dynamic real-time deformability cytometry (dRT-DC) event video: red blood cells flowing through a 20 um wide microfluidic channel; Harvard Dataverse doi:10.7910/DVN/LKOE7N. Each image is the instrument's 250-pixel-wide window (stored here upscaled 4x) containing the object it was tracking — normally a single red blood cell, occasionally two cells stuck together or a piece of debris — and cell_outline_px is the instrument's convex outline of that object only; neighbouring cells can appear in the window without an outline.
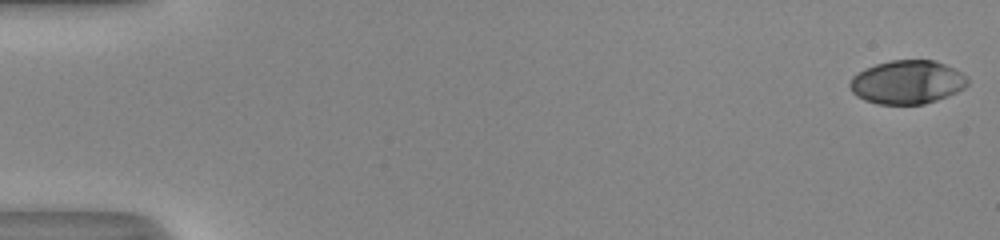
{"species": "human", "species_latin": "Homo sapiens", "temperature_condition": "room temperature", "stored_images_in_passage": 52, "camera_frame_rate_fps": 3000, "um_per_image_px": 0.085, "donor": {"sex": "male"}, "frame": {"image": 1, "passage_image": 1, "time_ms": 0.0, "image_size_px": [1000, 240], "cell_outline_px": [[968, 84], [964, 88], [948, 96], [924, 104], [876, 104], [864, 100], [856, 96], [852, 92], [848, 84], [852, 76], [856, 72], [864, 68], [876, 64], [892, 60], [932, 60], [944, 64], [968, 76]], "centroid_in_image_um": [77.07, 6.99], "position_along_channel_um": 7.9, "area_um2": 30.06}}
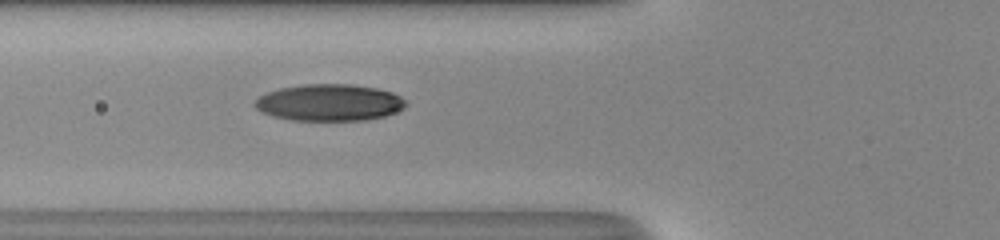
{"frame": {"image": 2, "passage_image": 21, "time_ms": 6.667, "image_size_px": [1000, 240], "cell_outline_px": [[408, 104], [404, 108], [396, 112], [384, 116], [368, 120], [292, 120], [272, 116], [260, 112], [252, 104], [260, 96], [268, 92], [280, 88], [304, 84], [352, 84], [376, 88], [392, 92], [400, 96]], "centroid_in_image_um": [27.99, 8.72], "position_along_channel_um": 97.8, "area_um2": 32.43}}
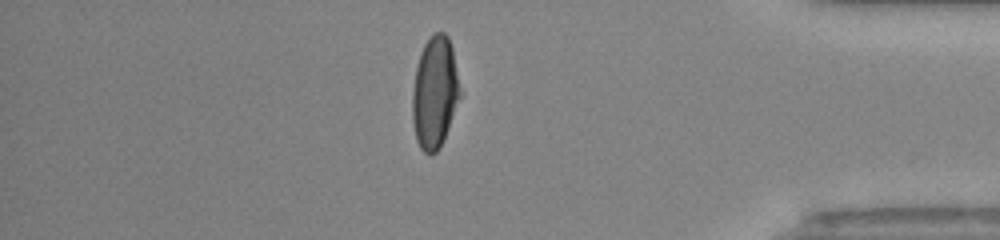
{"frame": {"image": 3, "passage_image": 45, "time_ms": 14.667, "image_size_px": [1000, 240], "cell_outline_px": [[460, 96], [440, 148], [436, 152], [424, 152], [420, 148], [416, 140], [412, 120], [412, 92], [416, 68], [420, 52], [424, 44], [432, 32], [444, 32], [448, 36], [452, 48], [460, 92]], "centroid_in_image_um": [36.92, 7.83], "position_along_channel_um": 398.3, "area_um2": 30.75}, "authors_computed_cell_mechanics": {"area_um2": 31.2409, "velocity_mm_per_s": 4.1412, "shape_relaxation_time_tau1_ms": 6.2009, "shape_relaxation_time_tau2_ms": 1.3748, "deformation_change_tau1": 0.2461, "deformation_change_tau2": 0.0469}}